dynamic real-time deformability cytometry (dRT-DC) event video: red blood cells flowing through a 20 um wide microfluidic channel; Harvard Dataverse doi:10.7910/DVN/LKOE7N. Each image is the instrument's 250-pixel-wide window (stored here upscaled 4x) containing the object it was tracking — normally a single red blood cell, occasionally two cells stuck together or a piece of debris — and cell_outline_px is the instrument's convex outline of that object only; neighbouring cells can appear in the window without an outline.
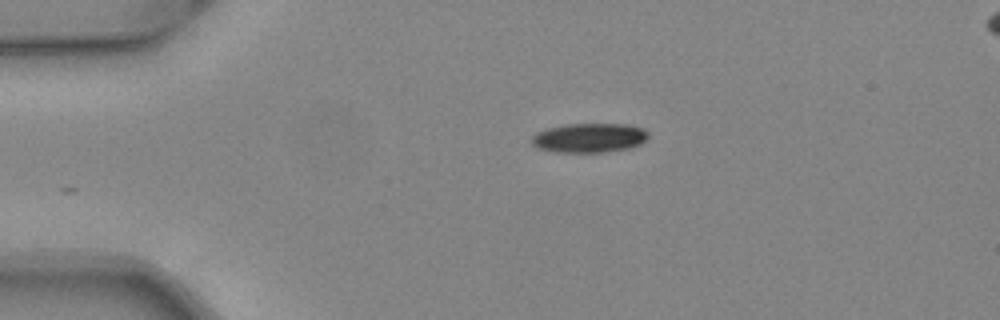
{"species": "common noctule bat (a hibernating species)", "species_latin": "Nyctalus noctula", "temperature_condition": "warm", "stored_images_in_passage": 37, "camera_frame_rate_fps": 3000, "um_per_image_px": 0.085, "animal": {"sex": "female", "body_mass_g": 24.6, "forearm_length_mm": 56.2}, "frame": {"image": 1, "passage_image": 1, "time_ms": 0.0, "image_size_px": [1000, 320], "cell_outline_px": [[648, 140], [640, 144], [628, 148], [604, 152], [556, 152], [536, 148], [532, 144], [532, 136], [536, 132], [548, 128], [564, 124], [628, 124], [644, 128], [648, 132]], "centroid_in_image_um": [50.1, 11.71], "position_along_channel_um": 34.9, "area_um2": 20.11}}
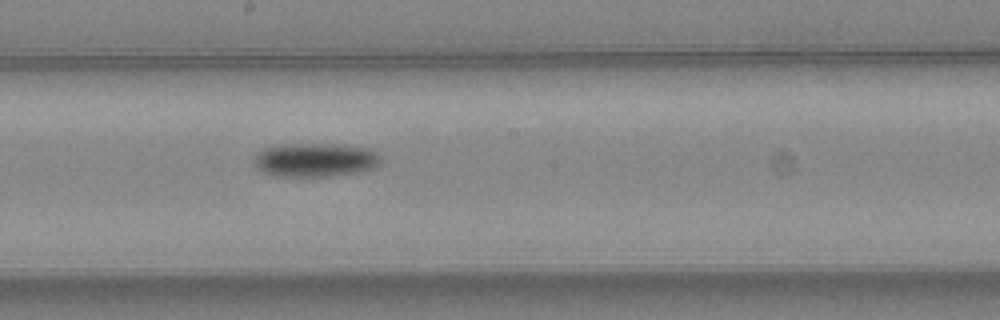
{"frame": {"image": 2, "passage_image": 18, "time_ms": 5.667, "image_size_px": [1000, 320], "cell_outline_px": [[380, 164], [376, 168], [356, 172], [328, 176], [272, 176], [256, 168], [252, 160], [256, 152], [264, 148], [276, 144], [348, 144], [368, 148], [376, 152], [380, 156]], "centroid_in_image_um": [26.76, 13.57], "position_along_channel_um": 221.4, "area_um2": 25.43}}
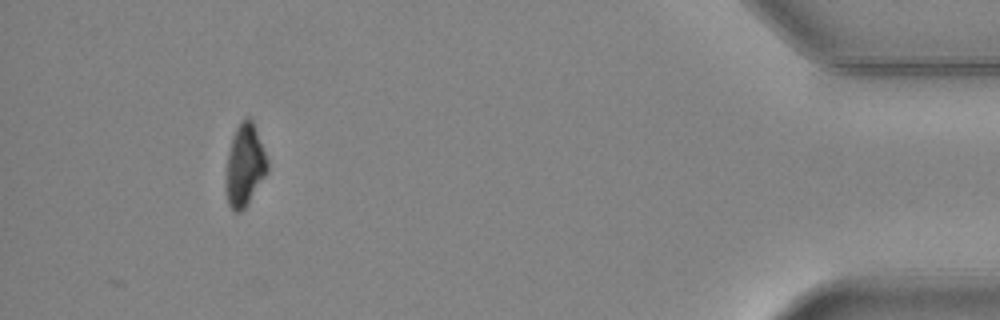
{"frame": {"image": 3, "passage_image": 37, "time_ms": 12.0, "image_size_px": [1000, 320], "cell_outline_px": [[268, 172], [244, 208], [240, 212], [232, 212], [228, 204], [224, 188], [228, 152], [232, 136], [240, 120], [244, 116], [248, 116], [252, 120], [268, 160]], "centroid_in_image_um": [20.78, 14.05], "position_along_channel_um": 414.4, "area_um2": 20.11}, "authors_computed_cell_mechanics": {"area_um2": 22.7732, "velocity_mm_per_s": 4.0798, "shape_relaxation_time_tau1_ms": 2.6487, "shape_relaxation_time_tau2_ms": null, "deformation_change_tau1": 0.118, "deformation_change_tau2": null}}